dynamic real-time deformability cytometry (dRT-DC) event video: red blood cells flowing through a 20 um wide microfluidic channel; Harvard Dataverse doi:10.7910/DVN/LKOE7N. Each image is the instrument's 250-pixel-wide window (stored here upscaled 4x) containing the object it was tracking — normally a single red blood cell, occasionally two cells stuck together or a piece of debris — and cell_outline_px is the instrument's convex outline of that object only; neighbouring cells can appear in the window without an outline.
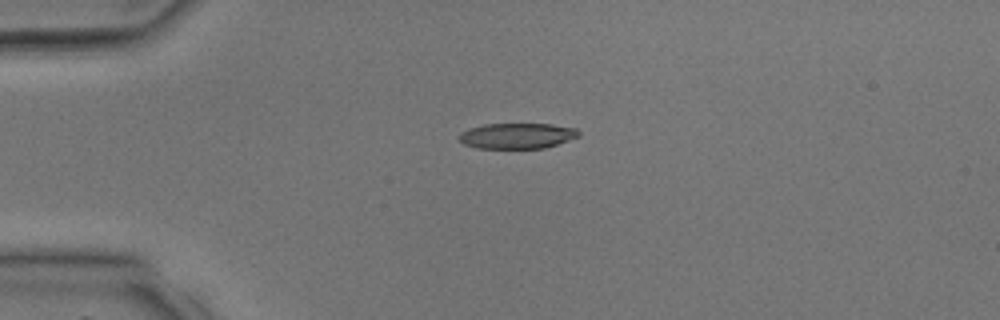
{"species": "common noctule bat (a hibernating species)", "species_latin": "Nyctalus noctula", "temperature_condition": "room temperature", "stored_images_in_passage": 3, "camera_frame_rate_fps": 3000, "um_per_image_px": 0.085, "animal": {"sex": "male", "body_mass_g": 17.9, "forearm_length_mm": 54.2}, "frame": {"image": 1, "passage_image": 2, "time_ms": 2.0, "image_size_px": [1000, 320], "cell_outline_px": [[580, 136], [544, 148], [476, 148], [464, 144], [460, 140], [460, 132], [468, 128], [484, 124], [552, 124], [576, 128], [580, 132]], "centroid_in_image_um": [43.95, 11.54], "position_along_channel_um": 41.0, "area_um2": 17.8}}